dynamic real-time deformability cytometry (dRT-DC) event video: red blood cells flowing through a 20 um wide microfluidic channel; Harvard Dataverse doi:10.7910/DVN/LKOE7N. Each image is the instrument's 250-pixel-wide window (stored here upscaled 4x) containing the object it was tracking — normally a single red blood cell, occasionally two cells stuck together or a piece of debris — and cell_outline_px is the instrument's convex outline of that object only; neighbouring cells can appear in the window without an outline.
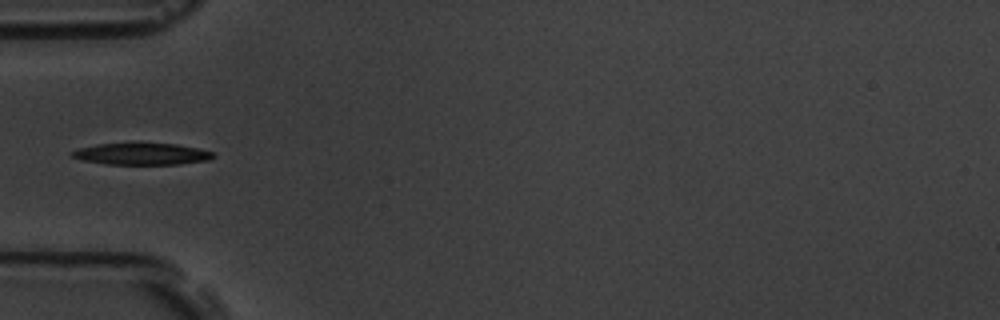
{"species": "common noctule bat (a hibernating species)", "species_latin": "Nyctalus noctula", "temperature_condition": "room temperature", "stored_images_in_passage": 8, "camera_frame_rate_fps": 3000, "um_per_image_px": 0.085, "animal": {"sex": "male", "body_mass_g": 19.5, "forearm_length_mm": 54.6}, "frame": {"image": 1, "passage_image": 5, "time_ms": 4.667, "image_size_px": [1000, 320], "cell_outline_px": [[216, 156], [208, 160], [180, 164], [108, 164], [84, 160], [72, 156], [68, 152], [80, 148], [96, 144], [176, 144], [196, 148], [212, 152]], "centroid_in_image_um": [12.05, 13.09], "position_along_channel_um": 73.0, "area_um2": 17.46}}
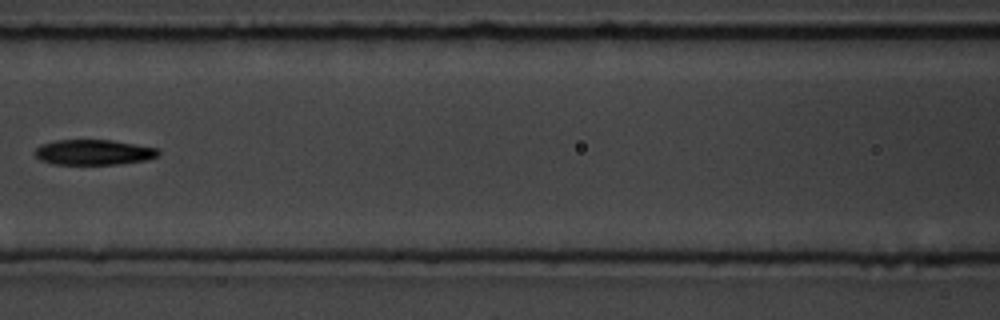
{"frame": {"image": 2, "passage_image": 7, "time_ms": 7.0, "image_size_px": [1000, 320], "cell_outline_px": [[160, 156], [148, 160], [120, 164], [52, 164], [40, 160], [36, 156], [36, 148], [40, 144], [56, 140], [112, 140], [160, 148]], "centroid_in_image_um": [8.02, 12.94], "position_along_channel_um": 158.6, "area_um2": 18.44}}
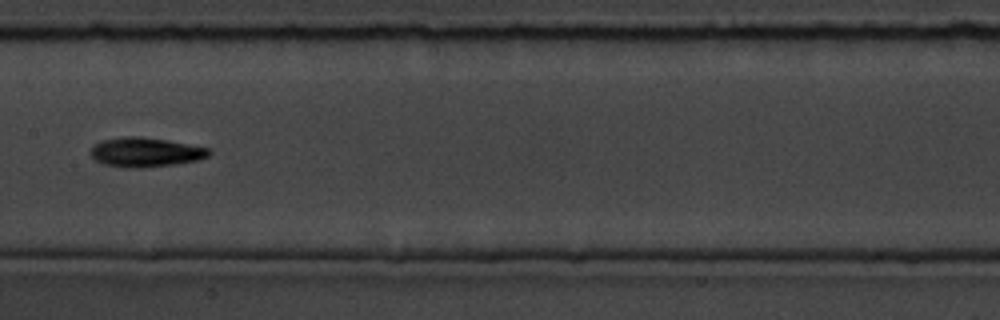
{"frame": {"image": 3, "passage_image": 8, "time_ms": 8.0, "image_size_px": [1000, 320], "cell_outline_px": [[212, 152], [208, 156], [200, 160], [172, 164], [136, 168], [128, 168], [104, 164], [96, 160], [88, 152], [96, 144], [104, 140], [124, 136], [140, 136], [212, 148]], "centroid_in_image_um": [12.39, 12.93], "position_along_channel_um": 195.0, "area_um2": 20.11}}